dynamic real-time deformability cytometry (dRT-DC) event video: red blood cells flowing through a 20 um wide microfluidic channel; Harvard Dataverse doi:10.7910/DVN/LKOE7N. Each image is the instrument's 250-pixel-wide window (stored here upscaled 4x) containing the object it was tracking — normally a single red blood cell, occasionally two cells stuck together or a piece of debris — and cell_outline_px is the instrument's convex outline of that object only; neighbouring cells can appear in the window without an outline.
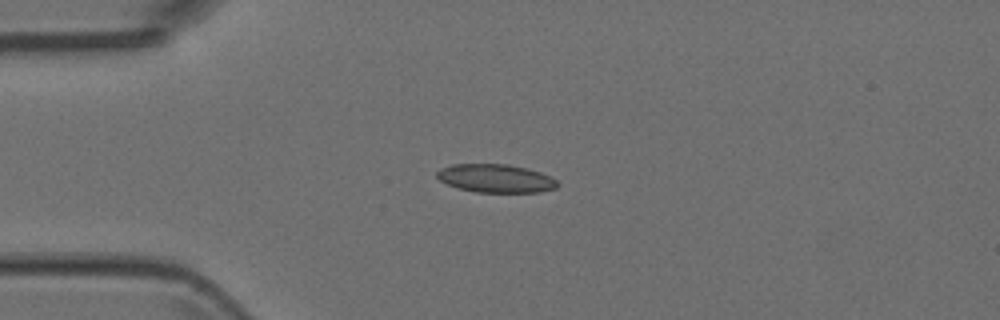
{"species": "Egyptian fruit bat (a non-hibernating species)", "species_latin": "Rousettus aegyptiacus", "temperature_condition": "room temperature", "stored_images_in_passage": 4, "camera_frame_rate_fps": 3000, "um_per_image_px": 0.085, "animal": {"sex": "female"}, "frame": {"image": 1, "passage_image": 3, "time_ms": 0.667, "image_size_px": [1000, 320], "cell_outline_px": [[560, 184], [556, 188], [540, 192], [476, 192], [456, 188], [440, 180], [436, 176], [436, 172], [440, 168], [452, 164], [508, 164], [528, 168], [540, 172], [556, 180]], "centroid_in_image_um": [42.12, 15.16], "position_along_channel_um": 42.9, "area_um2": 20.0}}